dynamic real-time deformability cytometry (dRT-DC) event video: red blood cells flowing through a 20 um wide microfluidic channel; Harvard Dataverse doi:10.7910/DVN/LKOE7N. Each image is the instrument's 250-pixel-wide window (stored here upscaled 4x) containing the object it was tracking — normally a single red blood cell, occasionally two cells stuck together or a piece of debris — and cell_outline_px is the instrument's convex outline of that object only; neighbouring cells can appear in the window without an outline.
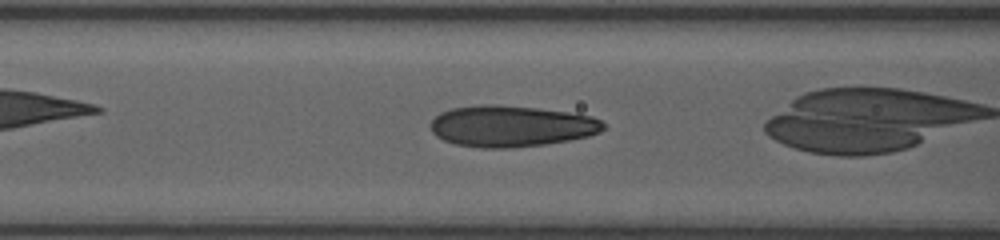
{"species": "human", "species_latin": "Homo sapiens", "temperature_condition": "room temperature", "stored_images_in_passage": 27, "camera_frame_rate_fps": 3000, "um_per_image_px": 0.085, "donor": {"sex": "female"}, "frame": {"image": 1, "passage_image": 5, "time_ms": 1.333, "image_size_px": [1000, 240], "cell_outline_px": [[604, 128], [600, 132], [588, 136], [568, 140], [544, 144], [512, 148], [480, 148], [456, 144], [444, 140], [436, 136], [432, 132], [428, 124], [440, 112], [452, 108], [480, 104], [488, 104], [536, 108], [568, 112], [592, 116], [600, 120], [604, 124]], "centroid_in_image_um": [43.41, 10.72], "position_along_channel_um": 123.2, "area_um2": 41.56}}
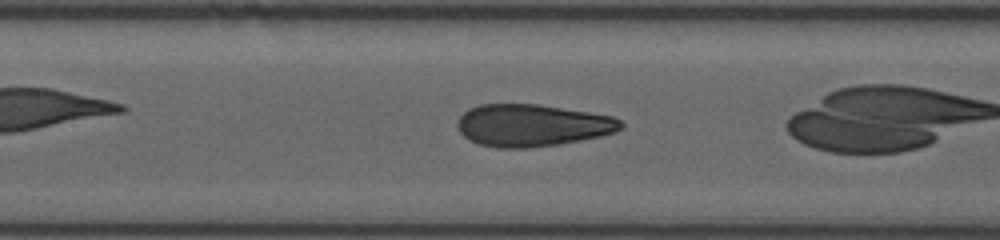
{"frame": {"image": 2, "passage_image": 8, "time_ms": 2.333, "image_size_px": [1000, 240], "cell_outline_px": [[624, 124], [616, 132], [600, 136], [580, 140], [556, 144], [528, 148], [496, 148], [480, 144], [468, 140], [456, 128], [456, 120], [468, 108], [480, 104], [540, 104], [612, 116], [620, 120]], "centroid_in_image_um": [45.18, 10.65], "position_along_channel_um": 162.2, "area_um2": 40.29}}